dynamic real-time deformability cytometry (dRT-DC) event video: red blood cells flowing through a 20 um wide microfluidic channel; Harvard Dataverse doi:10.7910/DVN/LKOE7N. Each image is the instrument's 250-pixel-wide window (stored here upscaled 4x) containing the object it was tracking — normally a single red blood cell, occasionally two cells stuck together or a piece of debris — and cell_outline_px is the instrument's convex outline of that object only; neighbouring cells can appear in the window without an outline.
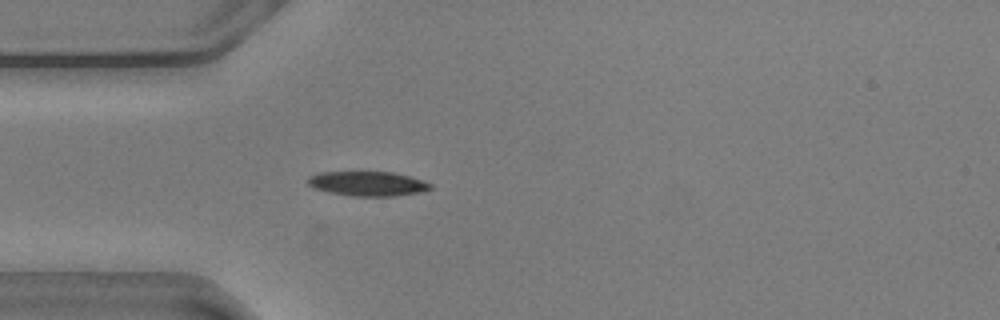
{"species": "common noctule bat (a hibernating species)", "species_latin": "Nyctalus noctula", "temperature_condition": "warm", "stored_images_in_passage": 39, "camera_frame_rate_fps": 3000, "um_per_image_px": 0.085, "animal": {"sex": "male", "body_mass_g": 20.5, "forearm_length_mm": 52.5}, "frame": {"image": 1, "passage_image": 1, "time_ms": 0.0, "image_size_px": [1000, 320], "cell_outline_px": [[432, 188], [420, 192], [396, 196], [352, 196], [328, 192], [312, 188], [308, 184], [308, 176], [320, 172], [392, 172], [408, 176], [432, 184]], "centroid_in_image_um": [31.21, 15.61], "position_along_channel_um": 53.8, "area_um2": 17.51}}
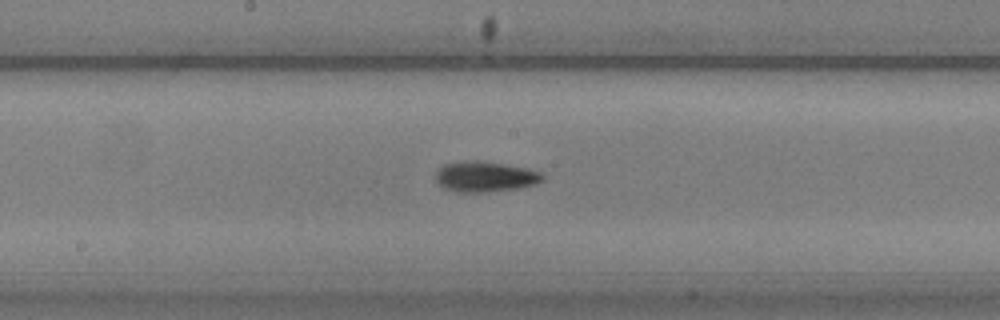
{"frame": {"image": 2, "passage_image": 14, "time_ms": 4.333, "image_size_px": [1000, 320], "cell_outline_px": [[544, 180], [536, 184], [520, 188], [484, 192], [456, 192], [444, 188], [436, 180], [436, 172], [444, 164], [476, 160], [480, 160], [528, 168], [540, 172], [544, 176]], "centroid_in_image_um": [41.27, 15.02], "position_along_channel_um": 206.9, "area_um2": 18.96}}
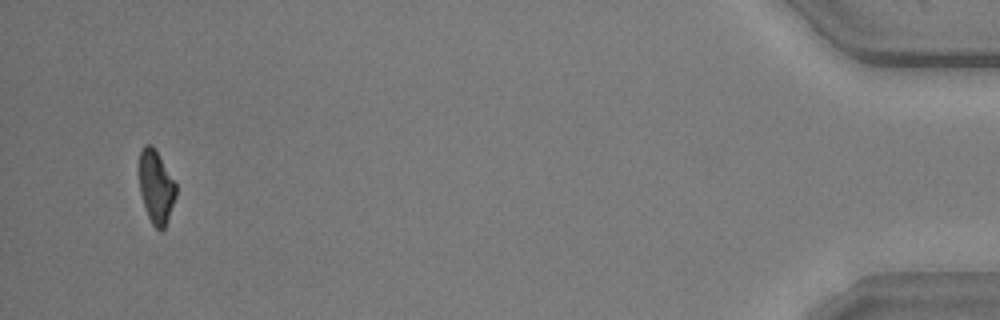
{"frame": {"image": 3, "passage_image": 39, "time_ms": 12.667, "image_size_px": [1000, 320], "cell_outline_px": [[176, 196], [164, 228], [160, 232], [152, 224], [148, 216], [140, 192], [140, 152], [144, 144], [152, 144], [156, 148], [176, 184]], "centroid_in_image_um": [13.27, 15.85], "position_along_channel_um": 421.9, "area_um2": 15.55}, "authors_computed_cell_mechanics": {"area_um2": 17.5712, "velocity_mm_per_s": 3.6127, "shape_relaxation_time_tau1_ms": 3.2408, "shape_relaxation_time_tau2_ms": null, "deformation_change_tau1": 0.1425, "deformation_change_tau2": null}}